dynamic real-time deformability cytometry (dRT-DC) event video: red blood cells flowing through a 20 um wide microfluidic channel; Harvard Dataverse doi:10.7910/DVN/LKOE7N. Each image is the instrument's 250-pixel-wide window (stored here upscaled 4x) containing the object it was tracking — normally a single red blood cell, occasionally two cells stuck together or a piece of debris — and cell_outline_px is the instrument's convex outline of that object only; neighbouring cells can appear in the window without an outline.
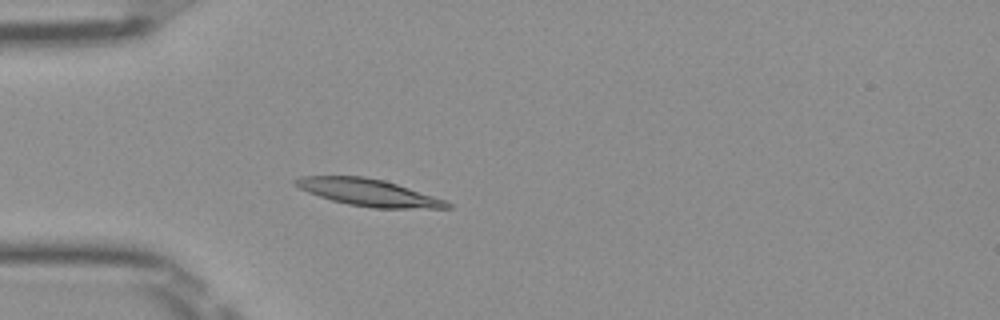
{"species": "Egyptian fruit bat (a non-hibernating species)", "species_latin": "Rousettus aegyptiacus", "temperature_condition": "room temperature", "stored_images_in_passage": 49, "camera_frame_rate_fps": 3000, "um_per_image_px": 0.085, "frame": {"image": 1, "passage_image": 13, "time_ms": 4.0, "image_size_px": [1000, 320], "cell_outline_px": [[452, 208], [376, 208], [348, 204], [332, 200], [308, 192], [292, 184], [292, 180], [300, 176], [364, 176], [384, 180], [444, 200], [452, 204]], "centroid_in_image_um": [31.27, 16.35], "position_along_channel_um": 53.7, "area_um2": 23.52}}
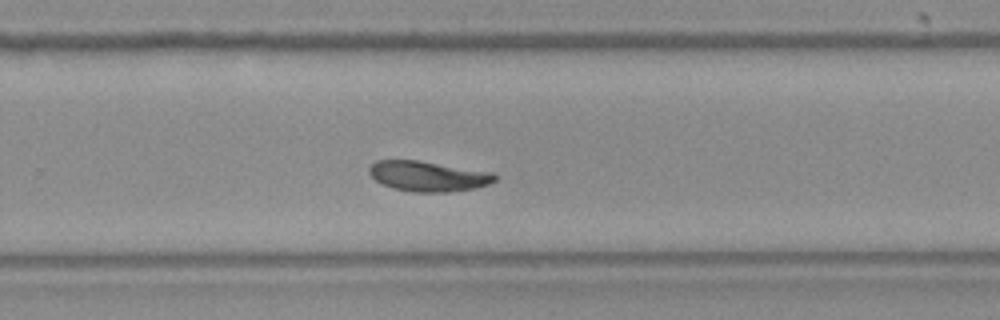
{"frame": {"image": 2, "passage_image": 32, "time_ms": 10.333, "image_size_px": [1000, 320], "cell_outline_px": [[496, 180], [488, 184], [476, 188], [448, 192], [412, 192], [392, 188], [376, 180], [368, 172], [368, 168], [376, 160], [416, 160], [492, 172], [496, 176]], "centroid_in_image_um": [36.38, 14.98], "position_along_channel_um": 293.4, "area_um2": 22.02}}
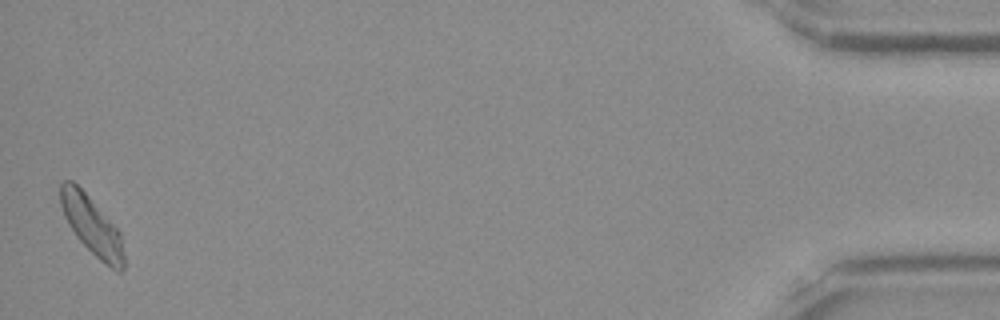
{"frame": {"image": 3, "passage_image": 49, "time_ms": 16.0, "image_size_px": [1000, 320], "cell_outline_px": [[124, 268], [120, 272], [116, 272], [100, 260], [76, 236], [68, 224], [64, 216], [60, 204], [60, 184], [64, 180], [72, 180], [88, 196], [120, 232], [124, 256]], "centroid_in_image_um": [7.8, 19.19], "position_along_channel_um": 427.4, "area_um2": 21.21}, "authors_computed_cell_mechanics": {"area_um2": 22.3686, "velocity_mm_per_s": 3.934, "shape_relaxation_time_tau1_ms": 5.9748, "shape_relaxation_time_tau2_ms": 3.0069, "deformation_change_tau1": 0.1322, "deformation_change_tau2": 0.0639}}